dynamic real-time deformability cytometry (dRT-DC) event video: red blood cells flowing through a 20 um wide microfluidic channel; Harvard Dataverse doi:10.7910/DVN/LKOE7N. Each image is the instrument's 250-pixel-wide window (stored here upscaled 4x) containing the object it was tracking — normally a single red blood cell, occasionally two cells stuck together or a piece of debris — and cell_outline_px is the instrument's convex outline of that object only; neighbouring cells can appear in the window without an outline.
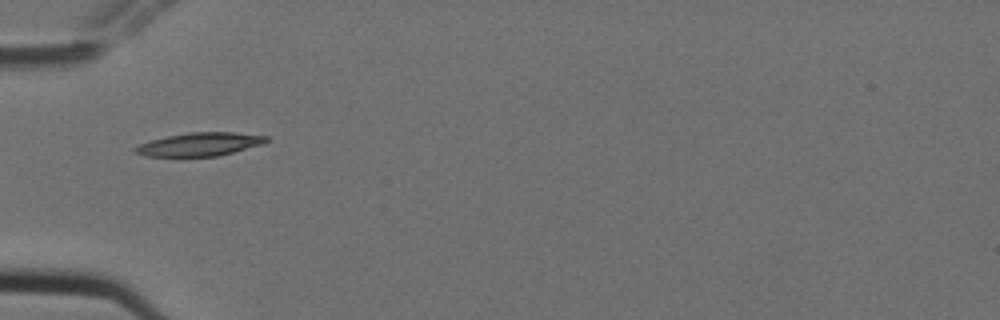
{"species": "Egyptian fruit bat (a non-hibernating species)", "species_latin": "Rousettus aegyptiacus", "temperature_condition": "cold", "stored_images_in_passage": 5, "camera_frame_rate_fps": 3000, "um_per_image_px": 0.085, "animal": {"sex": "female"}, "frame": {"image": 1, "passage_image": 5, "time_ms": 1.333, "image_size_px": [1000, 320], "cell_outline_px": [[268, 140], [264, 144], [216, 156], [144, 156], [132, 152], [132, 148], [140, 144], [152, 140], [168, 136], [188, 132], [232, 132], [268, 136]], "centroid_in_image_um": [16.95, 12.26], "position_along_channel_um": 68.0, "area_um2": 17.74}}